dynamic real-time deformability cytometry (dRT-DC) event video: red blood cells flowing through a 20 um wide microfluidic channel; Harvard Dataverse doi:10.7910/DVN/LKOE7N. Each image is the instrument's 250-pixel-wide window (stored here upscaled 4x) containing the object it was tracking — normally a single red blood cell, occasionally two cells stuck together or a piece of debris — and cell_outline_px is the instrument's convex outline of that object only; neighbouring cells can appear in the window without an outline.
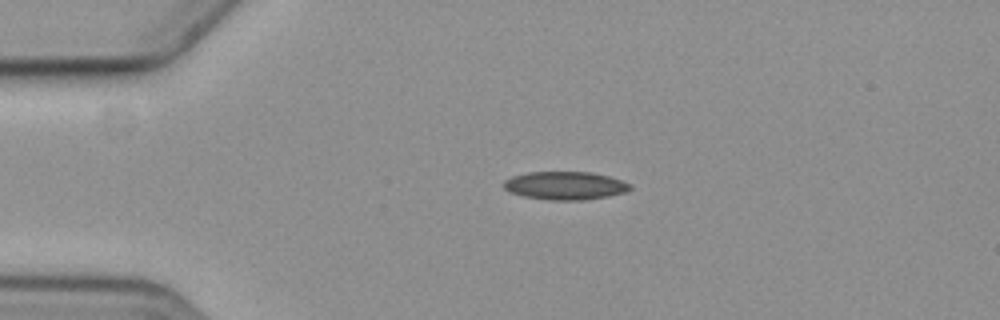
{"species": "common noctule bat (a hibernating species)", "species_latin": "Nyctalus noctula", "temperature_condition": "cold", "stored_images_in_passage": 2, "camera_frame_rate_fps": 3000, "um_per_image_px": 0.085, "animal": {"sex": "female", "body_mass_g": 19.3, "forearm_length_mm": 54.1}, "frame": {"image": 1, "passage_image": 1, "time_ms": 0.0, "image_size_px": [1000, 320], "cell_outline_px": [[632, 188], [624, 192], [608, 196], [584, 200], [552, 200], [524, 196], [508, 192], [504, 188], [504, 180], [512, 176], [528, 172], [592, 172], [608, 176], [632, 184]], "centroid_in_image_um": [48.03, 15.77], "position_along_channel_um": 37.0, "area_um2": 20.69}}